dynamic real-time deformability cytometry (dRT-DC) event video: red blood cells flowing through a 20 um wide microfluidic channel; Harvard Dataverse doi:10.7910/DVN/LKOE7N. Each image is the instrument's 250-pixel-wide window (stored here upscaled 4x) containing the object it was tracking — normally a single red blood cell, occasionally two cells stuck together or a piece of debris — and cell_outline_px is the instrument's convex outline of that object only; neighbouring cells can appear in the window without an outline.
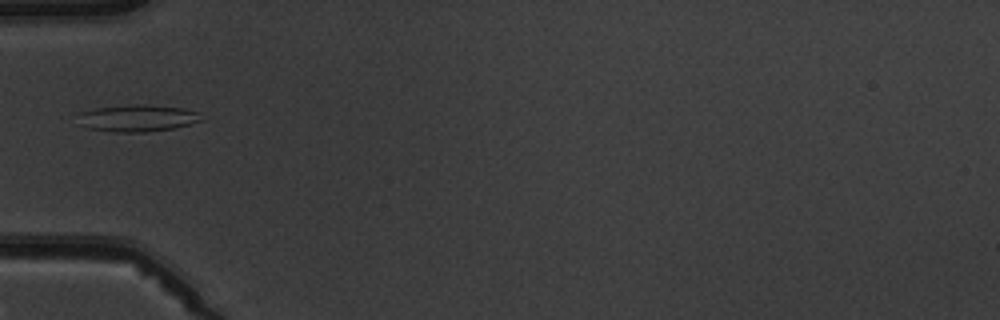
{"species": "common noctule bat (a hibernating species)", "species_latin": "Nyctalus noctula", "temperature_condition": "warm", "stored_images_in_passage": 3, "camera_frame_rate_fps": 3000, "um_per_image_px": 0.085, "animal": {"sex": "male", "body_mass_g": 19.5, "forearm_length_mm": 54.6}, "frame": {"image": 1, "passage_image": 2, "time_ms": 2.0, "image_size_px": [1000, 320], "cell_outline_px": [[204, 120], [176, 128], [144, 132], [112, 132], [88, 128], [80, 112], [96, 108], [132, 104], [136, 104], [184, 108], [200, 112]], "centroid_in_image_um": [11.83, 10.04], "position_along_channel_um": 73.2, "area_um2": 19.02}}
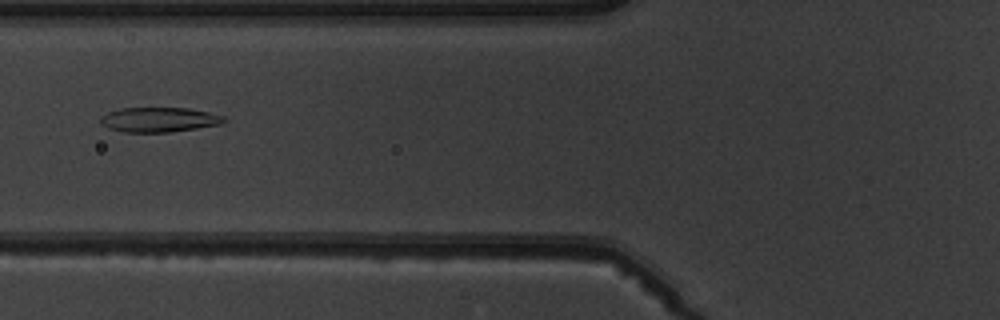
{"frame": {"image": 2, "passage_image": 3, "time_ms": 3.0, "image_size_px": [1000, 320], "cell_outline_px": [[228, 120], [220, 124], [196, 128], [168, 132], [124, 132], [108, 128], [100, 124], [100, 116], [108, 112], [120, 108], [188, 108], [208, 112], [224, 116]], "centroid_in_image_um": [13.49, 10.17], "position_along_channel_um": 112.3, "area_um2": 17.8}}